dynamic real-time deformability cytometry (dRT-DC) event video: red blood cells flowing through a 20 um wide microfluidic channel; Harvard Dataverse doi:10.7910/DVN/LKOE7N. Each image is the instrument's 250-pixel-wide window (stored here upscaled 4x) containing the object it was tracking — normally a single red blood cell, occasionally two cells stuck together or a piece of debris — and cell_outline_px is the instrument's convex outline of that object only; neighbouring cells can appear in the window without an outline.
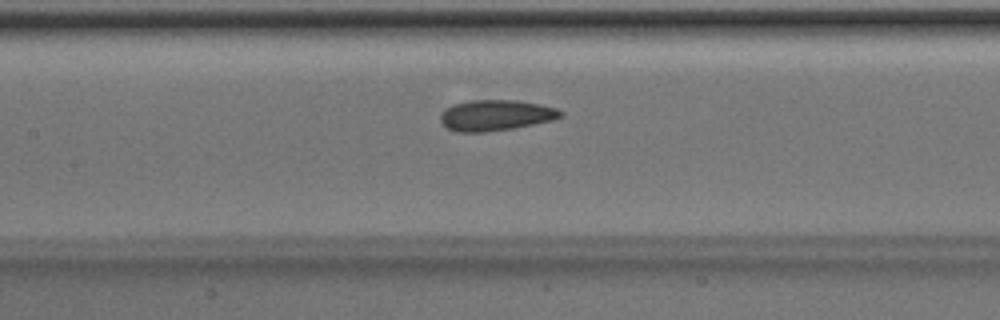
{"species": "Egyptian fruit bat (a non-hibernating species)", "species_latin": "Rousettus aegyptiacus", "temperature_condition": "room temperature", "stored_images_in_passage": 47, "camera_frame_rate_fps": 3000, "um_per_image_px": 0.085, "animal": {"sex": "male"}, "frame": {"image": 1, "passage_image": 20, "time_ms": 6.333, "image_size_px": [1000, 320], "cell_outline_px": [[564, 116], [552, 120], [512, 128], [484, 132], [456, 132], [448, 128], [440, 120], [440, 116], [444, 108], [452, 104], [468, 100], [516, 100], [540, 104], [556, 108], [564, 112]], "centroid_in_image_um": [42.12, 9.78], "position_along_channel_um": 165.3, "area_um2": 21.62}}
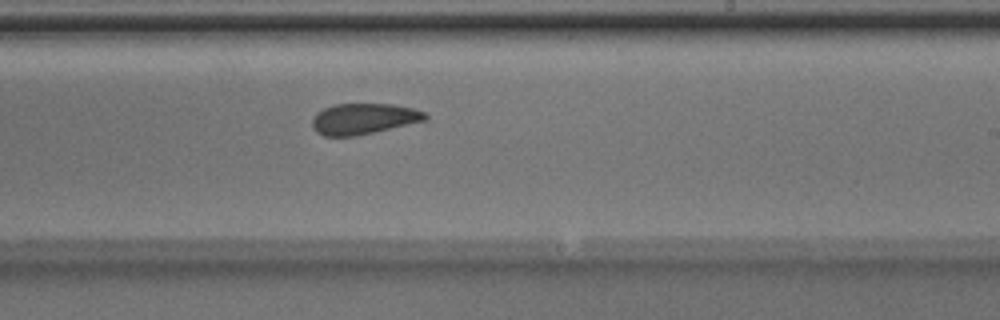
{"frame": {"image": 2, "passage_image": 27, "time_ms": 8.667, "image_size_px": [1000, 320], "cell_outline_px": [[428, 120], [356, 136], [324, 136], [316, 132], [312, 128], [312, 120], [316, 112], [324, 108], [336, 104], [392, 104], [412, 108], [424, 112], [428, 116]], "centroid_in_image_um": [30.89, 10.1], "position_along_channel_um": 258.1, "area_um2": 20.4}}
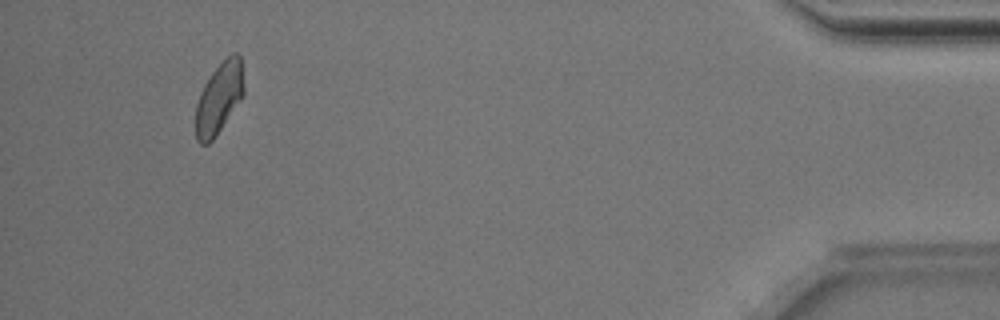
{"frame": {"image": 3, "passage_image": 44, "time_ms": 14.333, "image_size_px": [1000, 320], "cell_outline_px": [[244, 96], [216, 136], [208, 144], [200, 144], [196, 140], [196, 104], [200, 92], [204, 84], [212, 72], [232, 52], [236, 52], [240, 56], [244, 88]], "centroid_in_image_um": [18.62, 8.36], "position_along_channel_um": 416.6, "area_um2": 20.0}, "authors_computed_cell_mechanics": {"area_um2": 21.386, "velocity_mm_per_s": 3.993, "shape_relaxation_time_tau1_ms": 3.221, "shape_relaxation_time_tau2_ms": 1.533, "deformation_change_tau1": 0.0843, "deformation_change_tau2": 0.0492}}